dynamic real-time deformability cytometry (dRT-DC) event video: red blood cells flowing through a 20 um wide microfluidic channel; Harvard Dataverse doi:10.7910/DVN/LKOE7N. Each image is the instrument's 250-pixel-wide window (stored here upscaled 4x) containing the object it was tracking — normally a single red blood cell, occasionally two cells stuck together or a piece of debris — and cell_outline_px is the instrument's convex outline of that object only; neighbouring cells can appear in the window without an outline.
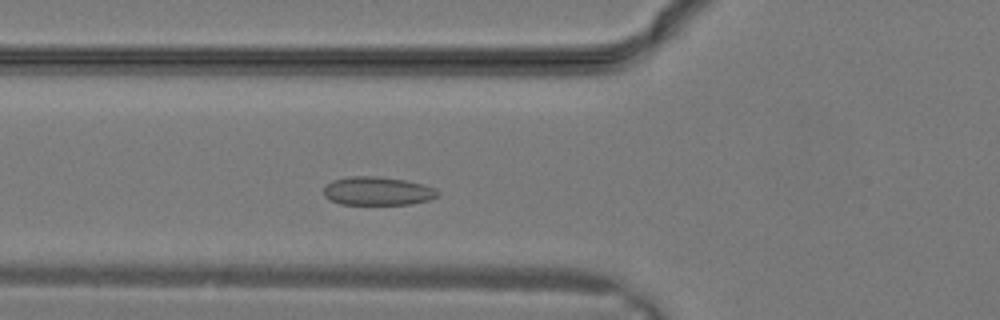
{"species": "common noctule bat (a hibernating species)", "species_latin": "Nyctalus noctula", "temperature_condition": "warm", "stored_images_in_passage": 26, "camera_frame_rate_fps": 3000, "um_per_image_px": 0.085, "animal": {"sex": "male", "body_mass_g": 19.2, "forearm_length_mm": 51.8}, "frame": {"image": 1, "passage_image": 7, "time_ms": 2.0, "image_size_px": [1000, 320], "cell_outline_px": [[440, 192], [436, 196], [428, 200], [412, 204], [340, 204], [328, 200], [324, 196], [324, 184], [332, 180], [348, 176], [380, 176], [404, 180], [424, 184], [436, 188]], "centroid_in_image_um": [32.05, 16.23], "position_along_channel_um": 93.7, "area_um2": 19.19}}
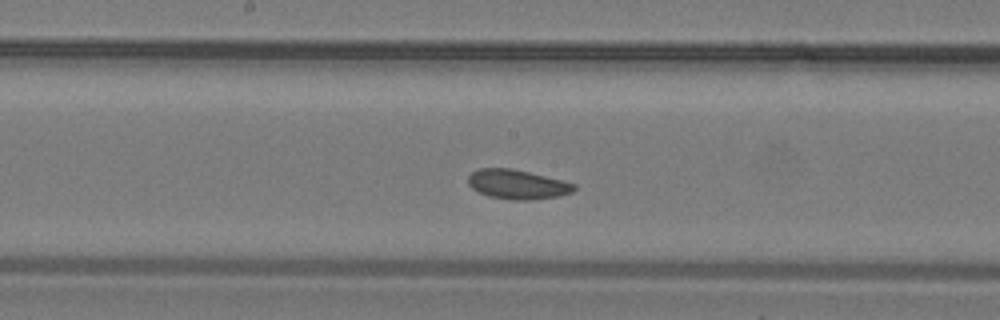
{"frame": {"image": 2, "passage_image": 12, "time_ms": 3.667, "image_size_px": [1000, 320], "cell_outline_px": [[576, 188], [572, 192], [560, 196], [532, 200], [512, 200], [488, 196], [472, 188], [468, 184], [468, 176], [472, 172], [480, 168], [512, 168], [576, 184]], "centroid_in_image_um": [43.97, 15.68], "position_along_channel_um": 204.2, "area_um2": 18.09}}
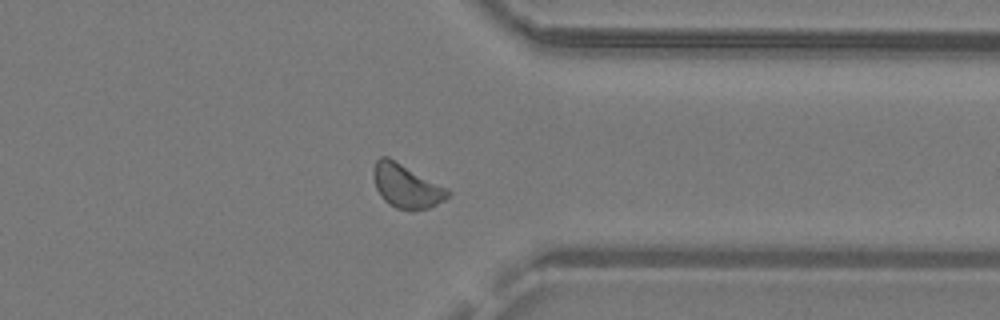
{"frame": {"image": 3, "passage_image": 20, "time_ms": 6.333, "image_size_px": [1000, 320], "cell_outline_px": [[452, 192], [444, 200], [428, 208], [396, 208], [388, 204], [380, 196], [376, 188], [372, 176], [372, 168], [376, 160], [380, 156], [388, 156], [448, 188]], "centroid_in_image_um": [34.5, 15.77], "position_along_channel_um": 376.9, "area_um2": 18.9}}